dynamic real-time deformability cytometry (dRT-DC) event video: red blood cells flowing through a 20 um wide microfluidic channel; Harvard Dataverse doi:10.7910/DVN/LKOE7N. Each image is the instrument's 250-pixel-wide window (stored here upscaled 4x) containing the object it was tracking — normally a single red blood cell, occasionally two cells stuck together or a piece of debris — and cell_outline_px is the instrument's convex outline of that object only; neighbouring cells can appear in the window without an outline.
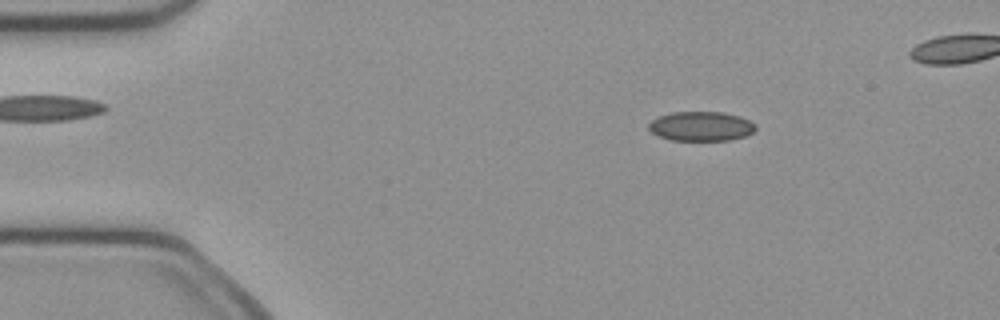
{"species": "common noctule bat (a hibernating species)", "species_latin": "Nyctalus noctula", "temperature_condition": "cold", "stored_images_in_passage": 46, "camera_frame_rate_fps": 3000, "um_per_image_px": 0.085, "animal": {"sex": "female", "body_mass_g": 21.9}, "frame": {"image": 1, "passage_image": 7, "time_ms": 2.0, "image_size_px": [1000, 320], "cell_outline_px": [[756, 128], [752, 132], [744, 136], [728, 140], [672, 140], [660, 136], [652, 132], [648, 128], [648, 124], [652, 120], [660, 116], [672, 112], [724, 112], [740, 116], [756, 124]], "centroid_in_image_um": [59.6, 10.72], "position_along_channel_um": 25.4, "area_um2": 18.21}}
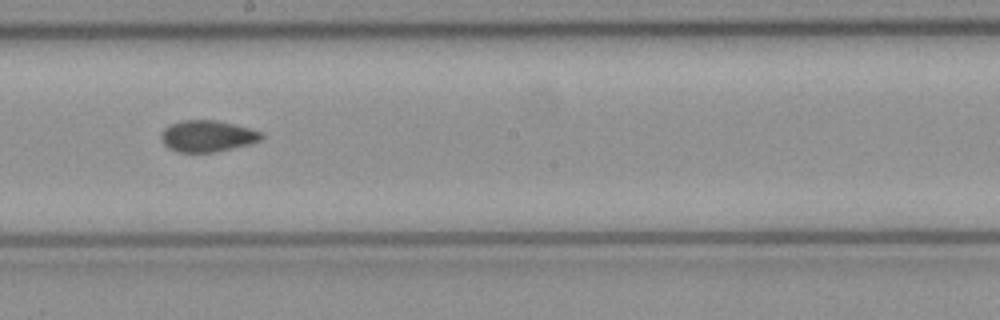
{"frame": {"image": 2, "passage_image": 27, "time_ms": 8.667, "image_size_px": [1000, 320], "cell_outline_px": [[264, 136], [260, 140], [252, 144], [216, 152], [180, 152], [168, 148], [160, 140], [160, 136], [164, 128], [172, 124], [184, 120], [216, 120], [264, 132]], "centroid_in_image_um": [17.64, 11.58], "position_along_channel_um": 230.6, "area_um2": 18.44}}
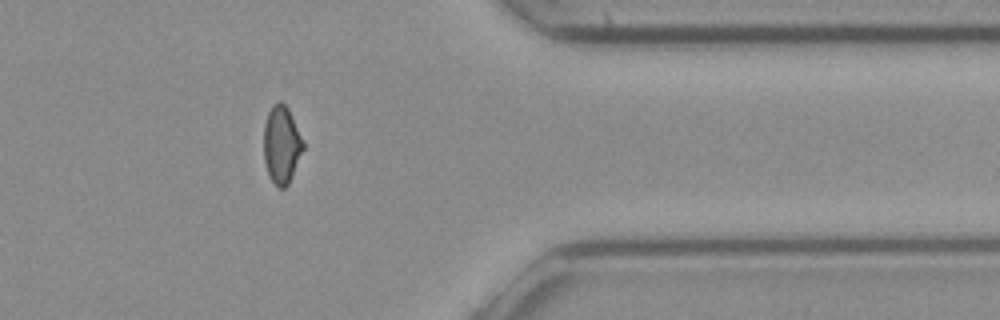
{"frame": {"image": 3, "passage_image": 40, "time_ms": 13.0, "image_size_px": [1000, 320], "cell_outline_px": [[304, 148], [288, 184], [284, 188], [280, 188], [272, 180], [268, 172], [264, 160], [264, 124], [268, 112], [272, 104], [280, 100], [288, 108], [304, 140]], "centroid_in_image_um": [23.94, 12.25], "position_along_channel_um": 387.5, "area_um2": 17.74}}